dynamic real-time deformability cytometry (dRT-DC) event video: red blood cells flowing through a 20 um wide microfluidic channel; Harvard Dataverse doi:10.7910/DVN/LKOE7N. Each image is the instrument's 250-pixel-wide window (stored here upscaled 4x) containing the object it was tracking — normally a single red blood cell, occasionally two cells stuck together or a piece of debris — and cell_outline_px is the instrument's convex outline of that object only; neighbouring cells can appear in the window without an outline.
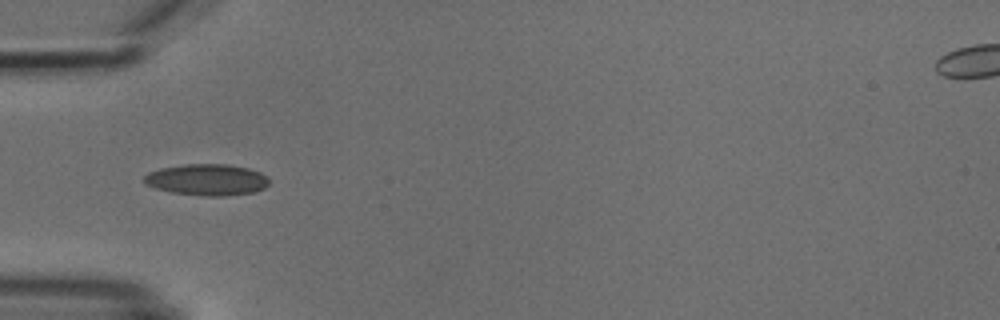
{"species": "common noctule bat (a hibernating species)", "species_latin": "Nyctalus noctula", "temperature_condition": "cold", "stored_images_in_passage": 5, "camera_frame_rate_fps": 3000, "um_per_image_px": 0.085, "animal": {"sex": "male", "body_mass_g": 18.8}, "frame": {"image": 1, "passage_image": 4, "time_ms": 3.667, "image_size_px": [1000, 320], "cell_outline_px": [[268, 184], [264, 188], [252, 192], [224, 196], [200, 196], [172, 192], [156, 188], [144, 184], [144, 176], [148, 172], [160, 168], [184, 164], [228, 164], [248, 168], [260, 172], [268, 176]], "centroid_in_image_um": [17.58, 15.27], "position_along_channel_um": 67.4, "area_um2": 22.95}}
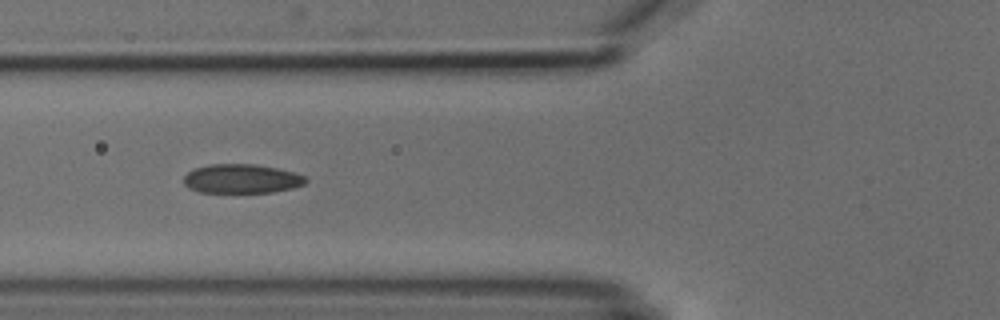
{"frame": {"image": 2, "passage_image": 5, "time_ms": 4.667, "image_size_px": [1000, 320], "cell_outline_px": [[308, 180], [304, 184], [292, 188], [272, 192], [200, 192], [188, 188], [184, 184], [184, 176], [188, 172], [196, 168], [208, 164], [256, 164], [276, 168], [292, 172], [304, 176]], "centroid_in_image_um": [20.52, 15.19], "position_along_channel_um": 105.3, "area_um2": 20.58}}